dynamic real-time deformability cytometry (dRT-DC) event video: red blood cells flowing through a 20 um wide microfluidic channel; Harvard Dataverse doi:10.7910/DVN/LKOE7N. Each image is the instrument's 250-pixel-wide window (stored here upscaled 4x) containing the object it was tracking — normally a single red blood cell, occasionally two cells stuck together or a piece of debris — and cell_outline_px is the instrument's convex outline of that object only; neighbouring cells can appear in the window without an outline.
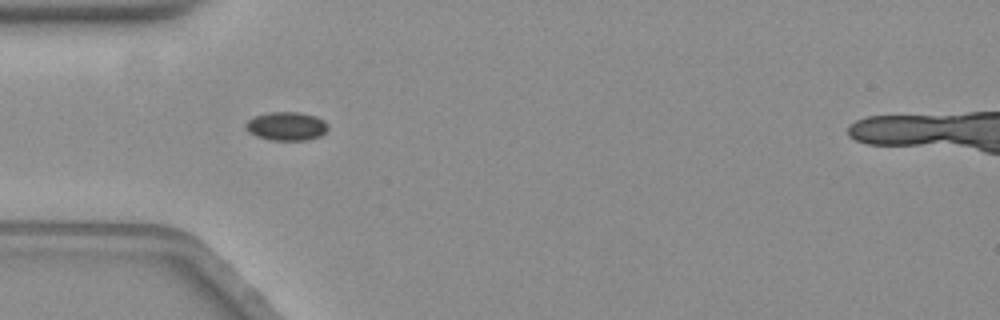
{"species": "common noctule bat (a hibernating species)", "species_latin": "Nyctalus noctula", "temperature_condition": "warm", "stored_images_in_passage": 41, "camera_frame_rate_fps": 3000, "um_per_image_px": 0.085, "animal": {"sex": "female", "body_mass_g": 19.3, "forearm_length_mm": 54.1}, "frame": {"image": 1, "passage_image": 1, "time_ms": 0.0, "image_size_px": [1000, 320], "cell_outline_px": [[328, 128], [320, 136], [308, 140], [272, 140], [256, 136], [248, 132], [244, 128], [244, 124], [248, 120], [256, 116], [268, 112], [300, 112], [316, 116], [324, 120], [328, 124]], "centroid_in_image_um": [24.34, 10.72], "position_along_channel_um": 60.7, "area_um2": 13.81}}
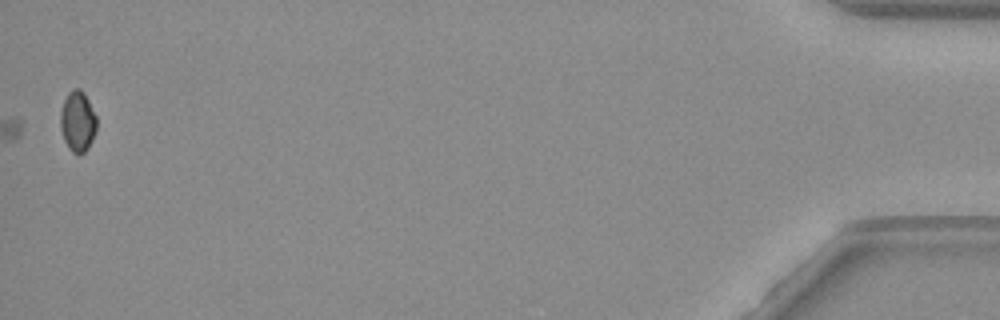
{"frame": {"image": 2, "passage_image": 41, "time_ms": 13.333, "image_size_px": [1000, 320], "cell_outline_px": [[96, 132], [88, 148], [80, 156], [72, 152], [68, 148], [64, 140], [60, 128], [60, 112], [64, 100], [68, 92], [72, 88], [80, 88], [84, 92], [96, 116]], "centroid_in_image_um": [6.59, 10.33], "position_along_channel_um": 428.6, "area_um2": 13.01}}